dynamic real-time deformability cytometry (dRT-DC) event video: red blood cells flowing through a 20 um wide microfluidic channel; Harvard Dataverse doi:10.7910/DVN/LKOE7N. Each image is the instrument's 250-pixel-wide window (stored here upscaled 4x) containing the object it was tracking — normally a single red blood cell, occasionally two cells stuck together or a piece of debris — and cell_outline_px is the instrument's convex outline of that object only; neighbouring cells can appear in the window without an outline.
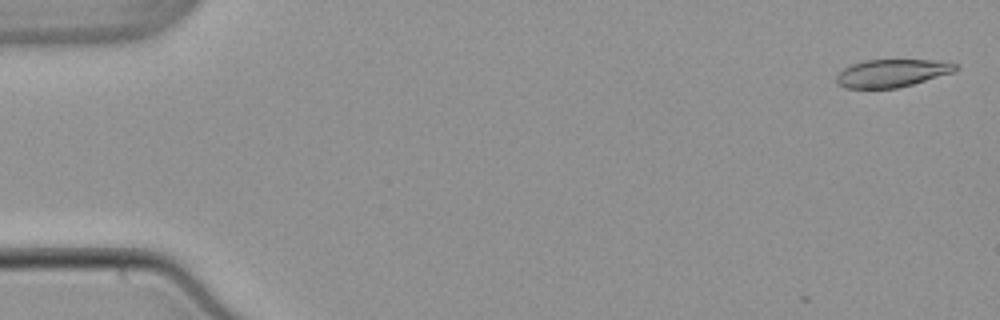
{"species": "common noctule bat (a hibernating species)", "species_latin": "Nyctalus noctula", "temperature_condition": "warm", "stored_images_in_passage": 4, "camera_frame_rate_fps": 3000, "um_per_image_px": 0.085, "animal": {"sex": "male", "body_mass_g": 21.5, "forearm_length_mm": 52.0}, "frame": {"image": 1, "passage_image": 2, "time_ms": 0.333, "image_size_px": [1000, 320], "cell_outline_px": [[960, 68], [952, 72], [912, 84], [896, 88], [844, 88], [836, 84], [836, 76], [844, 68], [852, 64], [864, 60], [932, 60], [956, 64]], "centroid_in_image_um": [75.76, 6.22], "position_along_channel_um": 9.2, "area_um2": 19.07}}